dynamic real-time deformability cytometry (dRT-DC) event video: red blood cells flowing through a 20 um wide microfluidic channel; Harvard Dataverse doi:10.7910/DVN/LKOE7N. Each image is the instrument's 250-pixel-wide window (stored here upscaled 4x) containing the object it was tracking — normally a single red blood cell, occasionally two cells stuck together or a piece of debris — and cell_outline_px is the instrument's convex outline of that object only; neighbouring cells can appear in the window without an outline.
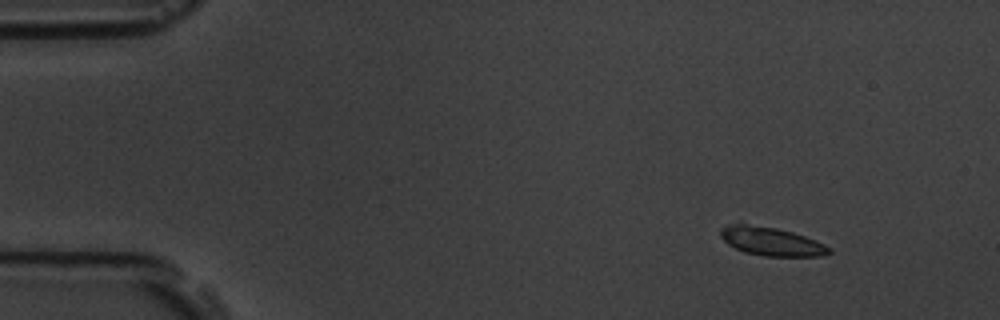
{"species": "common noctule bat (a hibernating species)", "species_latin": "Nyctalus noctula", "temperature_condition": "room temperature", "stored_images_in_passage": 4, "camera_frame_rate_fps": 3000, "um_per_image_px": 0.085, "animal": {"sex": "male", "body_mass_g": 19.5, "forearm_length_mm": 54.6}, "frame": {"image": 1, "passage_image": 1, "time_ms": 0.0, "image_size_px": [1000, 320], "cell_outline_px": [[832, 252], [824, 256], [764, 256], [744, 252], [728, 244], [720, 236], [720, 228], [728, 224], [744, 224], [776, 228], [792, 232], [816, 240], [832, 248]], "centroid_in_image_um": [65.58, 20.53], "position_along_channel_um": 19.4, "area_um2": 17.98}}
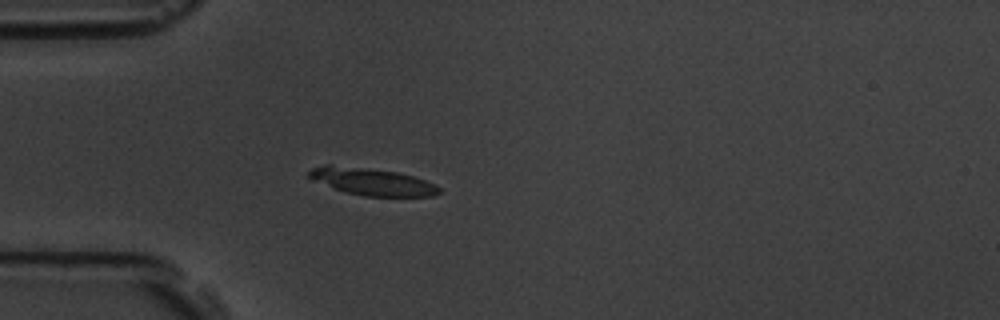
{"frame": {"image": 2, "passage_image": 4, "time_ms": 3.333, "image_size_px": [1000, 320], "cell_outline_px": [[440, 192], [432, 196], [364, 196], [348, 192], [312, 180], [304, 176], [312, 168], [324, 164], [328, 164], [396, 172], [412, 176], [436, 184], [440, 188]], "centroid_in_image_um": [31.59, 15.44], "position_along_channel_um": 53.4, "area_um2": 20.29}}